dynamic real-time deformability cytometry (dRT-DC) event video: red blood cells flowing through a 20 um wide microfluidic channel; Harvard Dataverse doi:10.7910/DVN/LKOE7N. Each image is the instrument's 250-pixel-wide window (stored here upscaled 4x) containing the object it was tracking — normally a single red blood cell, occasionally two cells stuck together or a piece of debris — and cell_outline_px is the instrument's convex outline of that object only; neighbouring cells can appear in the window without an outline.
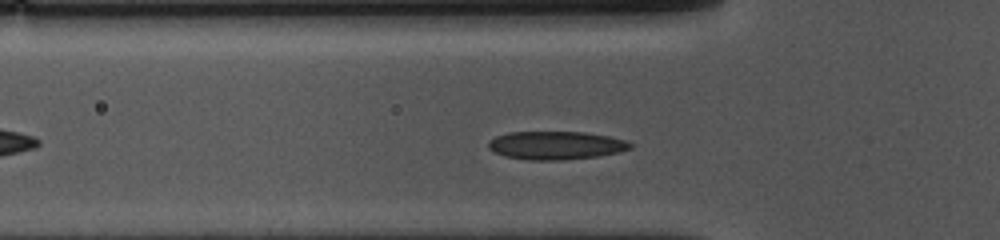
{"species": "common noctule bat (a hibernating species)", "species_latin": "Nyctalus noctula", "temperature_condition": "cold", "stored_images_in_passage": 41, "camera_frame_rate_fps": 3000, "um_per_image_px": 0.085, "animal": {"sex": "female", "body_mass_g": 10.0, "forearm_length_mm": 53.1}, "frame": {"image": 1, "passage_image": 10, "time_ms": 3.0, "image_size_px": [1000, 240], "cell_outline_px": [[632, 148], [620, 152], [596, 156], [560, 160], [528, 160], [504, 156], [488, 148], [488, 140], [496, 136], [508, 132], [584, 132], [608, 136], [624, 140], [632, 144]], "centroid_in_image_um": [47.22, 12.35], "position_along_channel_um": 78.6, "area_um2": 23.29}}
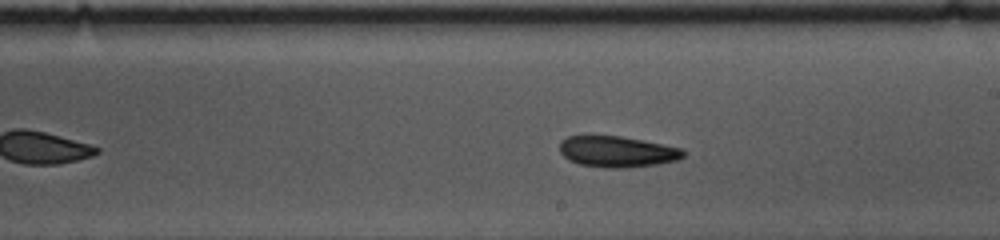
{"frame": {"image": 2, "passage_image": 23, "time_ms": 7.333, "image_size_px": [1000, 240], "cell_outline_px": [[684, 156], [676, 160], [656, 164], [624, 168], [604, 168], [580, 164], [568, 160], [560, 152], [560, 140], [568, 136], [588, 132], [620, 136], [684, 148]], "centroid_in_image_um": [52.37, 12.84], "position_along_channel_um": 236.6, "area_um2": 23.06}}
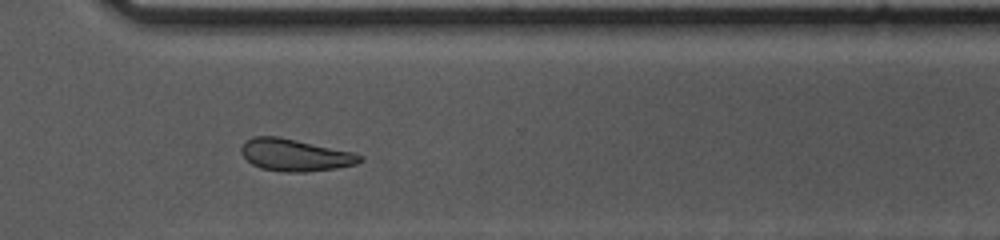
{"frame": {"image": 3, "passage_image": 32, "time_ms": 10.333, "image_size_px": [1000, 240], "cell_outline_px": [[364, 160], [356, 164], [336, 168], [304, 172], [284, 172], [260, 168], [252, 164], [240, 152], [240, 148], [244, 140], [252, 136], [280, 136], [352, 152], [364, 156]], "centroid_in_image_um": [25.05, 13.17], "position_along_channel_um": 345.5, "area_um2": 22.37}, "authors_computed_cell_mechanics": {"area_um2": 23.0044, "velocity_mm_per_s": 3.6345, "shape_relaxation_time_tau1_ms": 2.6894, "shape_relaxation_time_tau2_ms": null, "deformation_change_tau1": 0.074, "deformation_change_tau2": null}}